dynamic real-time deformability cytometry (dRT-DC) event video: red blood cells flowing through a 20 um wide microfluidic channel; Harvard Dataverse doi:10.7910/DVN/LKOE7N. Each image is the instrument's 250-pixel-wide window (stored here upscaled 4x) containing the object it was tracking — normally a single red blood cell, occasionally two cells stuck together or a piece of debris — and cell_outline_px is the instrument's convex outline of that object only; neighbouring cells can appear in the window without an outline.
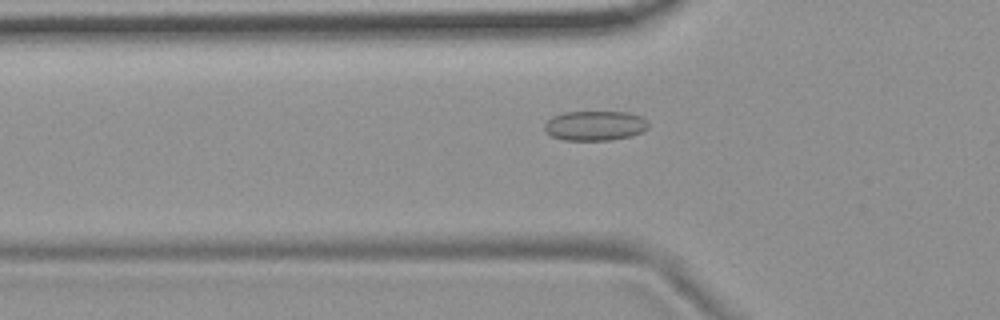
{"species": "common noctule bat (a hibernating species)", "species_latin": "Nyctalus noctula", "temperature_condition": "room temperature", "stored_images_in_passage": 6, "camera_frame_rate_fps": 3000, "um_per_image_px": 0.085, "animal": {"sex": "female", "body_mass_g": 19.9}, "frame": {"image": 1, "passage_image": 6, "time_ms": 6.667, "image_size_px": [1000, 320], "cell_outline_px": [[648, 128], [632, 136], [612, 140], [564, 140], [552, 136], [544, 132], [544, 124], [552, 116], [564, 112], [628, 112], [640, 116], [648, 120]], "centroid_in_image_um": [50.56, 10.68], "position_along_channel_um": 75.2, "area_um2": 18.15}}